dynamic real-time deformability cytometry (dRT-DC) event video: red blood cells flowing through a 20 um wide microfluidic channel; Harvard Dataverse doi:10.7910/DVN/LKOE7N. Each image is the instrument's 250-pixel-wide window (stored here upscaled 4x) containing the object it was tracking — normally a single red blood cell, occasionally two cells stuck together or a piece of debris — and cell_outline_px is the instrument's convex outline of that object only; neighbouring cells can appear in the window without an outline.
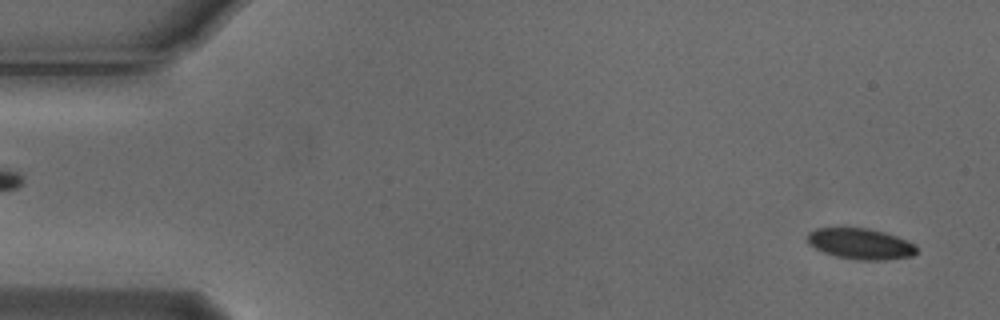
{"species": "Egyptian fruit bat (a non-hibernating species)", "species_latin": "Rousettus aegyptiacus", "temperature_condition": "cold", "stored_images_in_passage": 52, "camera_frame_rate_fps": 3000, "um_per_image_px": 0.085, "animal": {"sex": "male"}, "frame": {"image": 1, "passage_image": 1, "time_ms": 0.0, "image_size_px": [1000, 320], "cell_outline_px": [[916, 252], [912, 256], [884, 260], [856, 260], [836, 256], [824, 252], [808, 244], [808, 232], [816, 228], [840, 224], [868, 228], [884, 232], [908, 240], [916, 244]], "centroid_in_image_um": [73.1, 20.67], "position_along_channel_um": 11.9, "area_um2": 20.4}}
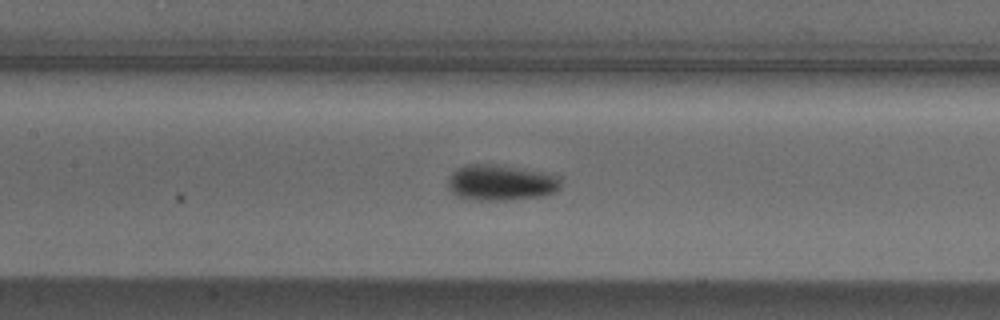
{"frame": {"image": 2, "passage_image": 23, "time_ms": 7.333, "image_size_px": [1000, 320], "cell_outline_px": [[560, 188], [556, 192], [544, 196], [508, 200], [476, 200], [456, 196], [448, 188], [448, 180], [452, 172], [456, 168], [464, 164], [492, 164], [516, 168], [560, 176]], "centroid_in_image_um": [42.54, 15.53], "position_along_channel_um": 164.9, "area_um2": 23.52}}
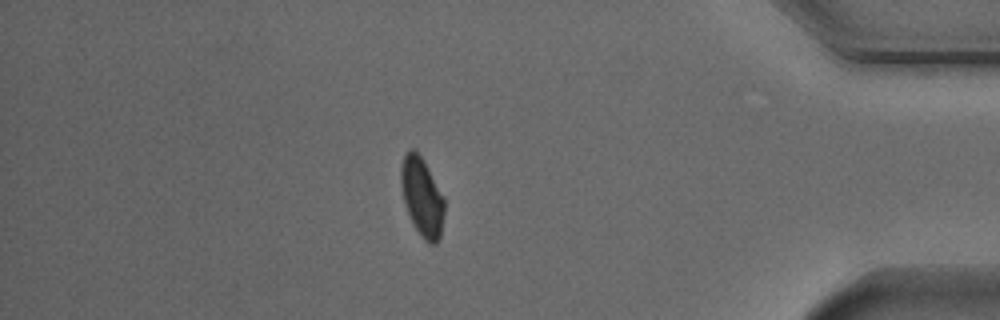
{"frame": {"image": 3, "passage_image": 45, "time_ms": 14.667, "image_size_px": [1000, 320], "cell_outline_px": [[444, 212], [440, 236], [436, 244], [428, 244], [424, 240], [416, 228], [408, 212], [404, 200], [400, 184], [400, 168], [404, 156], [412, 148], [420, 156], [444, 196]], "centroid_in_image_um": [35.87, 16.76], "position_along_channel_um": 399.3, "area_um2": 19.48}, "authors_computed_cell_mechanics": {"area_um2": 20.808, "velocity_mm_per_s": 3.7429, "shape_relaxation_time_tau1_ms": 3.0718, "shape_relaxation_time_tau2_ms": null, "deformation_change_tau1": 0.0727, "deformation_change_tau2": null}}